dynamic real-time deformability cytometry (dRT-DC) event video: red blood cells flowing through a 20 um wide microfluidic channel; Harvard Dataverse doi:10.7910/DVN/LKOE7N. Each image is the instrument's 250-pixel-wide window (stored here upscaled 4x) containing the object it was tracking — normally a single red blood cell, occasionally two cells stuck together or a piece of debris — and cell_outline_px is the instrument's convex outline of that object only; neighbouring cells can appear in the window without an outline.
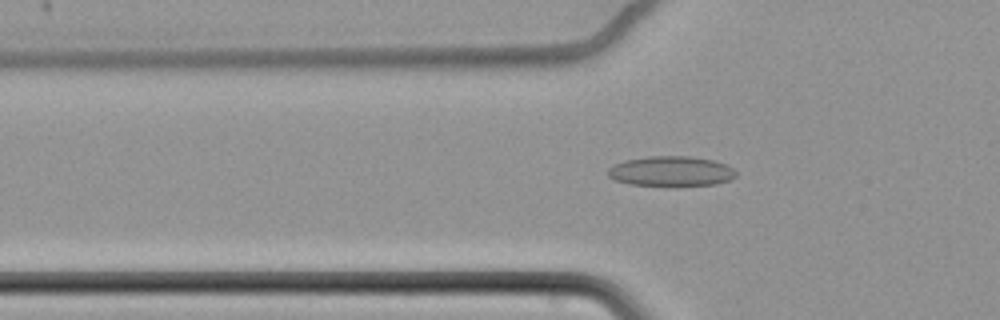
{"species": "common noctule bat (a hibernating species)", "species_latin": "Nyctalus noctula", "temperature_condition": "cold", "stored_images_in_passage": 63, "camera_frame_rate_fps": 3000, "um_per_image_px": 0.085, "animal": {"sex": "female", "body_mass_g": 22.7, "forearm_length_mm": 54.2}, "frame": {"image": 1, "passage_image": 23, "time_ms": 7.333, "image_size_px": [1000, 320], "cell_outline_px": [[736, 176], [728, 180], [716, 184], [628, 184], [616, 180], [608, 176], [608, 168], [612, 164], [624, 160], [648, 156], [688, 156], [712, 160], [724, 164], [732, 168], [736, 172]], "centroid_in_image_um": [56.99, 14.52], "position_along_channel_um": 68.8, "area_um2": 21.85}}
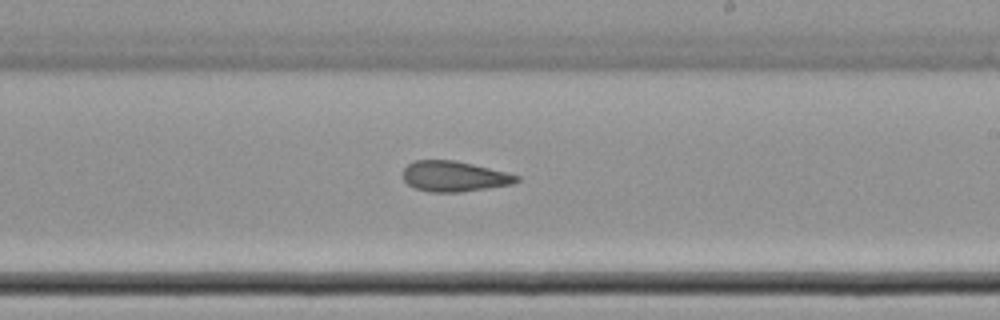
{"frame": {"image": 2, "passage_image": 39, "time_ms": 12.667, "image_size_px": [1000, 320], "cell_outline_px": [[520, 180], [512, 184], [488, 188], [460, 192], [432, 192], [416, 188], [408, 184], [404, 180], [404, 168], [408, 164], [416, 160], [456, 160], [508, 172], [520, 176]], "centroid_in_image_um": [38.65, 14.98], "position_along_channel_um": 250.4, "area_um2": 20.17}}
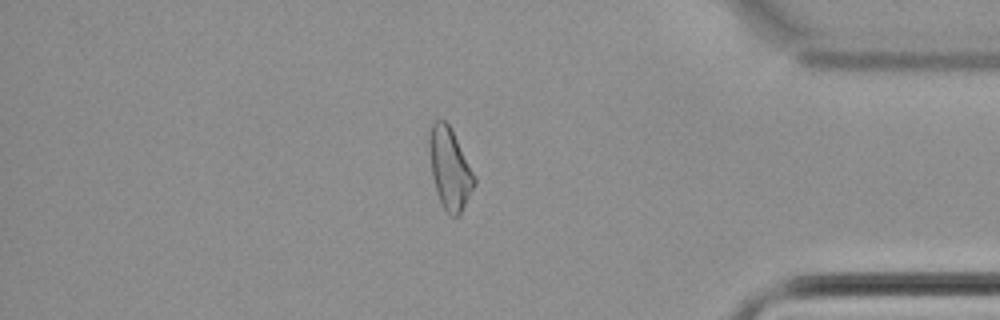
{"frame": {"image": 3, "passage_image": 54, "time_ms": 17.667, "image_size_px": [1000, 320], "cell_outline_px": [[476, 184], [460, 216], [448, 216], [440, 200], [432, 176], [428, 152], [428, 136], [432, 124], [436, 120], [444, 120], [452, 128], [476, 176]], "centroid_in_image_um": [38.24, 14.33], "position_along_channel_um": 397.0, "area_um2": 21.73}, "authors_computed_cell_mechanics": {"area_um2": 21.8484, "velocity_mm_per_s": 3.4577, "shape_relaxation_time_tau1_ms": null, "shape_relaxation_time_tau2_ms": 4.1584, "deformation_change_tau1": null, "deformation_change_tau2": 0.1129}}